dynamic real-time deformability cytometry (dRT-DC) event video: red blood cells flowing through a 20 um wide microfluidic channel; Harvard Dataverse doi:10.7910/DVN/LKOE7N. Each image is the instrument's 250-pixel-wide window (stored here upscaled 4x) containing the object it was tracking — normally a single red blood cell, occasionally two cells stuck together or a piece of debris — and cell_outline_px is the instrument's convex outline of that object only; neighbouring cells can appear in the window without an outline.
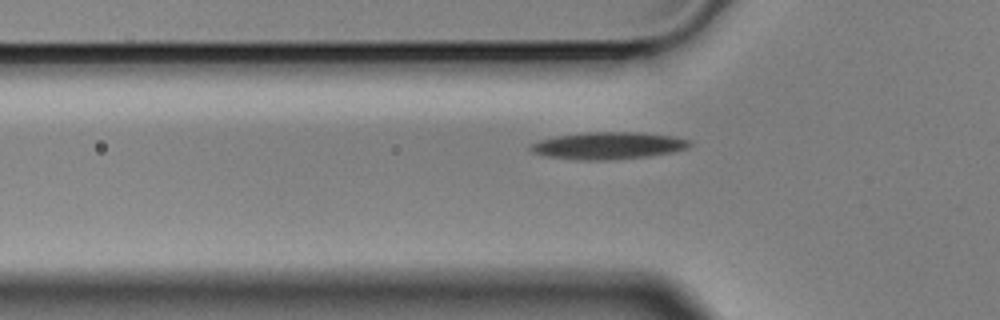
{"species": "Egyptian fruit bat (a non-hibernating species)", "species_latin": "Rousettus aegyptiacus", "temperature_condition": "cold", "stored_images_in_passage": 38, "camera_frame_rate_fps": 3000, "um_per_image_px": 0.085, "animal": {"sex": "male"}, "frame": {"image": 1, "passage_image": 4, "time_ms": 1.0, "image_size_px": [1000, 320], "cell_outline_px": [[692, 144], [688, 148], [672, 152], [648, 156], [604, 160], [572, 160], [544, 156], [532, 152], [528, 148], [532, 144], [540, 140], [556, 136], [588, 132], [636, 132], [672, 136], [692, 140]], "centroid_in_image_um": [51.69, 12.38], "position_along_channel_um": 74.1, "area_um2": 25.2}}
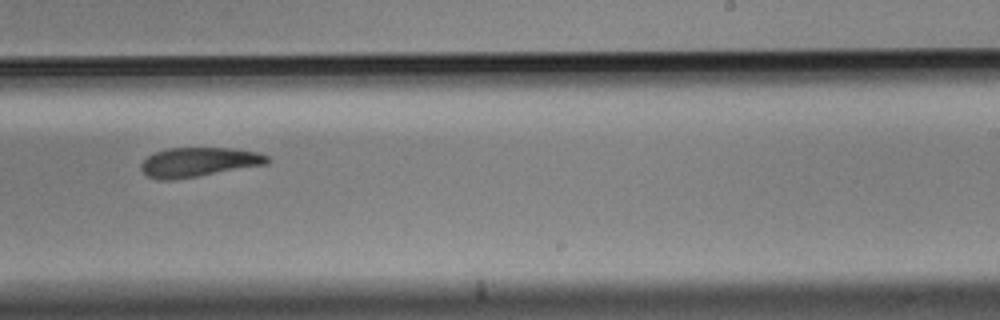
{"frame": {"image": 2, "passage_image": 21, "time_ms": 6.667, "image_size_px": [1000, 320], "cell_outline_px": [[272, 160], [268, 164], [172, 180], [160, 180], [148, 176], [140, 168], [140, 164], [148, 156], [156, 152], [168, 148], [228, 148], [256, 152], [268, 156]], "centroid_in_image_um": [16.89, 13.78], "position_along_channel_um": 272.1, "area_um2": 21.39}}
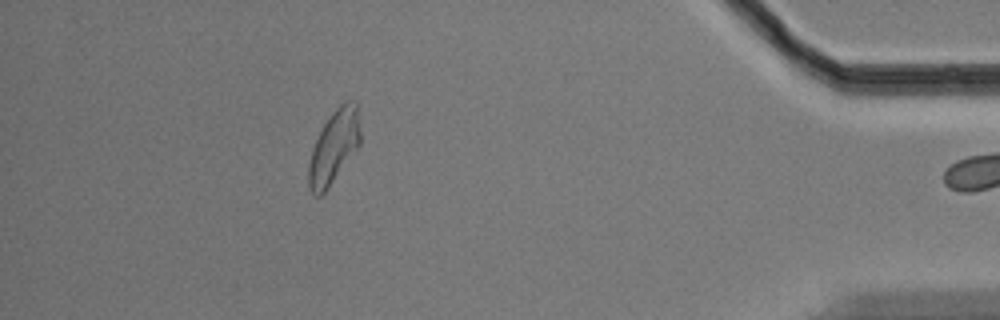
{"frame": {"image": 3, "passage_image": 37, "time_ms": 12.0, "image_size_px": [1000, 320], "cell_outline_px": [[360, 144], [324, 192], [320, 196], [316, 196], [312, 192], [308, 184], [308, 164], [312, 148], [324, 124], [332, 112], [344, 100], [356, 100], [360, 132]], "centroid_in_image_um": [28.38, 12.45], "position_along_channel_um": 406.8, "area_um2": 21.68}}